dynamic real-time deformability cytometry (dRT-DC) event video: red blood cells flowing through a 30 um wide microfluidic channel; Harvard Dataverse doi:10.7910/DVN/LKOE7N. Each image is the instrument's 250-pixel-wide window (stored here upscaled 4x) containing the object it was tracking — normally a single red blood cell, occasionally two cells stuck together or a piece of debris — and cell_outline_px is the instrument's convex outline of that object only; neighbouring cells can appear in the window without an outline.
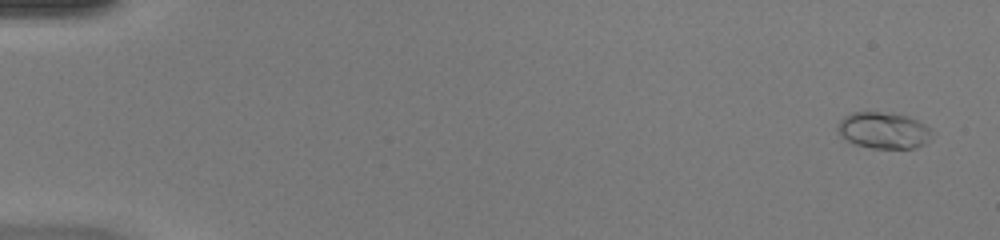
{"species": "common noctule bat (a hibernating species)", "species_latin": "Nyctalus noctula", "temperature_condition": "warm", "stored_images_in_passage": 50, "camera_frame_rate_fps": 3000, "um_per_image_px": 0.085, "animal": {"sex": "female", "body_mass_g": 20.0, "forearm_length_mm": 54.0}, "frame": {"image": 1, "passage_image": 3, "time_ms": 0.667, "image_size_px": [1000, 240], "cell_outline_px": [[936, 132], [924, 144], [916, 148], [872, 148], [856, 144], [840, 136], [836, 128], [840, 120], [844, 116], [852, 112], [880, 112], [908, 116], [932, 128]], "centroid_in_image_um": [75.13, 11.08], "position_along_channel_um": 9.9, "area_um2": 20.11}}
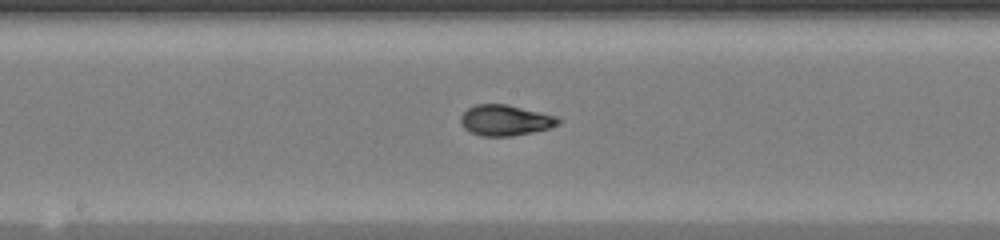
{"frame": {"image": 2, "passage_image": 28, "time_ms": 9.0, "image_size_px": [1000, 240], "cell_outline_px": [[560, 124], [548, 128], [532, 132], [512, 136], [480, 136], [464, 128], [460, 124], [460, 116], [468, 108], [476, 104], [508, 104], [556, 116], [560, 120]], "centroid_in_image_um": [42.92, 10.22], "position_along_channel_um": 205.3, "area_um2": 17.46}}
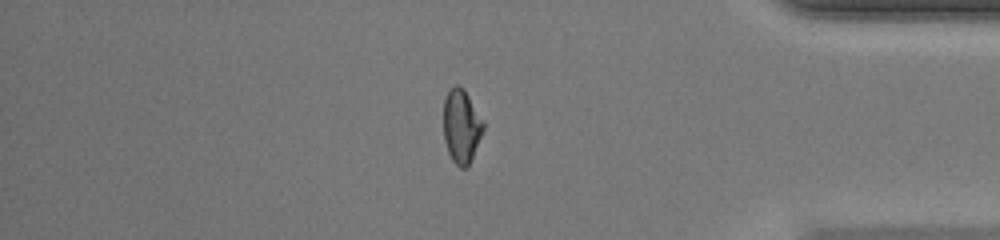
{"frame": {"image": 3, "passage_image": 43, "time_ms": 14.0, "image_size_px": [1000, 240], "cell_outline_px": [[484, 128], [472, 156], [468, 164], [464, 168], [460, 168], [452, 160], [448, 152], [444, 140], [444, 96], [456, 84], [464, 88], [484, 124]], "centroid_in_image_um": [39.19, 10.71], "position_along_channel_um": 396.0, "area_um2": 16.7}, "authors_computed_cell_mechanics": {"area_um2": 17.3978, "velocity_mm_per_s": 4.2987, "shape_relaxation_time_tau1_ms": 4.2861, "shape_relaxation_time_tau2_ms": 0.8533, "deformation_change_tau1": 0.2178, "deformation_change_tau2": 0.0483}}